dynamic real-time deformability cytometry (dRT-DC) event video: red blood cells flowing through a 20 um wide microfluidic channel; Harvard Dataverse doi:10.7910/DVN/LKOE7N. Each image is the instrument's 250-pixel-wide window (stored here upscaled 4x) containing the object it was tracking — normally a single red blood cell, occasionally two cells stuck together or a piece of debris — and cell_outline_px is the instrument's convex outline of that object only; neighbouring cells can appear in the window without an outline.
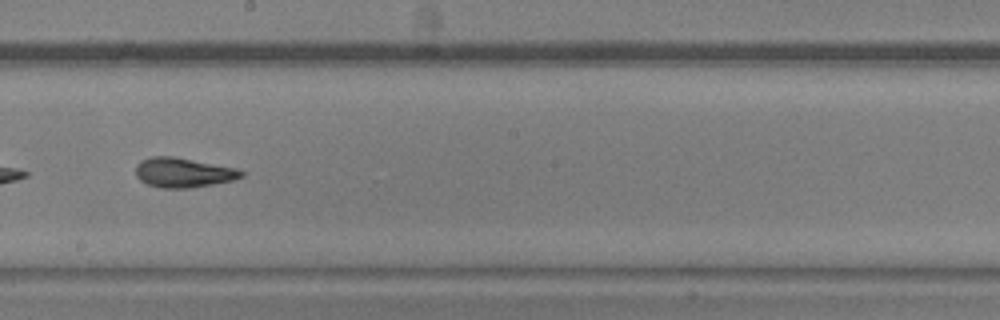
{"species": "common noctule bat (a hibernating species)", "species_latin": "Nyctalus noctula", "temperature_condition": "warm", "stored_images_in_passage": 35, "camera_frame_rate_fps": 3000, "um_per_image_px": 0.085, "animal": {"sex": "male", "body_mass_g": 20.5, "forearm_length_mm": 52.5}, "frame": {"image": 1, "passage_image": 16, "time_ms": 5.0, "image_size_px": [1000, 320], "cell_outline_px": [[244, 176], [232, 180], [212, 184], [188, 188], [160, 188], [148, 184], [140, 180], [136, 176], [136, 164], [140, 160], [152, 156], [172, 156], [236, 168], [244, 172]], "centroid_in_image_um": [15.54, 14.66], "position_along_channel_um": 232.7, "area_um2": 18.15}}